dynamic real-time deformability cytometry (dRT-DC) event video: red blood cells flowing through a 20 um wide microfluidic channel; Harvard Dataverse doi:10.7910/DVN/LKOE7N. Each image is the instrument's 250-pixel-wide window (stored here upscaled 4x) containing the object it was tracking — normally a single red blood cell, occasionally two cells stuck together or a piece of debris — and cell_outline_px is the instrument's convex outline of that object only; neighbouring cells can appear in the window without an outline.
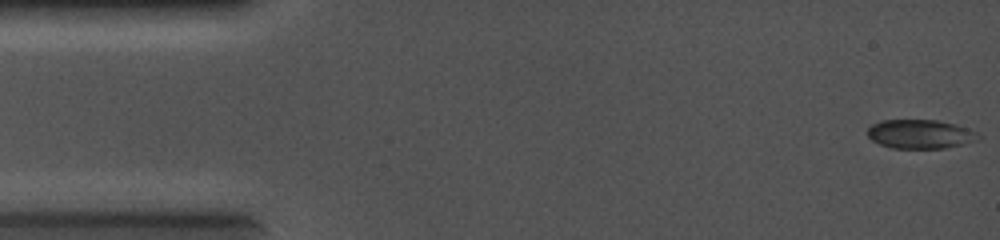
{"species": "common noctule bat (a hibernating species)", "species_latin": "Nyctalus noctula", "temperature_condition": "cold", "stored_images_in_passage": 66, "camera_frame_rate_fps": 5000, "um_per_image_px": 0.085, "animal": {"sex": "female", "body_mass_g": 19.0, "forearm_length_mm": 56.7}, "frame": {"image": 1, "passage_image": 1, "time_ms": 0.0, "image_size_px": [1000, 240], "cell_outline_px": [[980, 140], [944, 148], [892, 148], [880, 144], [872, 140], [868, 136], [868, 128], [872, 124], [880, 120], [936, 120], [956, 124], [968, 128], [976, 132], [980, 136]], "centroid_in_image_um": [78.23, 11.39], "position_along_channel_um": 6.8, "area_um2": 18.73}}
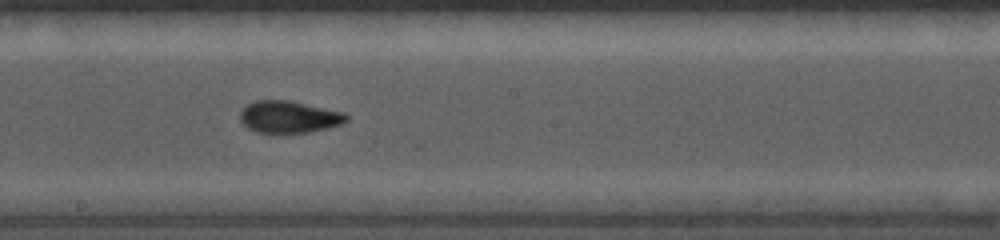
{"frame": {"image": 2, "passage_image": 36, "time_ms": 7.0, "image_size_px": [1000, 240], "cell_outline_px": [[348, 120], [340, 124], [328, 128], [308, 132], [256, 132], [248, 128], [240, 120], [240, 112], [248, 104], [256, 100], [288, 100], [344, 112], [348, 116]], "centroid_in_image_um": [24.56, 9.93], "position_along_channel_um": 223.6, "area_um2": 19.59}}
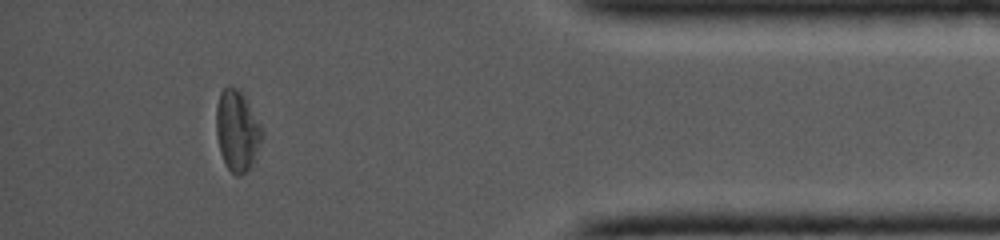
{"frame": {"image": 3, "passage_image": 59, "time_ms": 11.6, "image_size_px": [1000, 240], "cell_outline_px": [[264, 136], [248, 168], [240, 176], [236, 176], [228, 168], [220, 152], [216, 136], [216, 104], [220, 92], [224, 88], [236, 88], [244, 96], [264, 128]], "centroid_in_image_um": [20.16, 11.09], "position_along_channel_um": 415.0, "area_um2": 21.39}}